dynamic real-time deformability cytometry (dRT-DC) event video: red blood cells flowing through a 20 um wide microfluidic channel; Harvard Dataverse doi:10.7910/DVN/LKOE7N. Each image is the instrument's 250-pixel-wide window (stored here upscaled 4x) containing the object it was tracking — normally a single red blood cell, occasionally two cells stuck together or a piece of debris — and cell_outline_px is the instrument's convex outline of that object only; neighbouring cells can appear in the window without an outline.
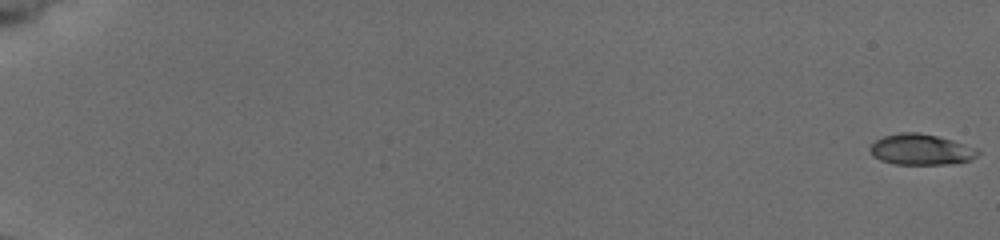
{"species": "common noctule bat (a hibernating species)", "species_latin": "Nyctalus noctula", "temperature_condition": "cold", "stored_images_in_passage": 31, "camera_frame_rate_fps": 3000, "um_per_image_px": 0.085, "animal": {"sex": "female", "body_mass_g": 19.5, "forearm_length_mm": 54.1}, "frame": {"image": 1, "passage_image": 1, "time_ms": 0.0, "image_size_px": [1000, 240], "cell_outline_px": [[980, 152], [976, 156], [968, 160], [948, 164], [896, 164], [880, 160], [872, 156], [868, 148], [876, 140], [884, 136], [900, 132], [920, 132], [952, 140], [976, 148]], "centroid_in_image_um": [78.24, 12.7], "position_along_channel_um": 6.8, "area_um2": 19.25}}
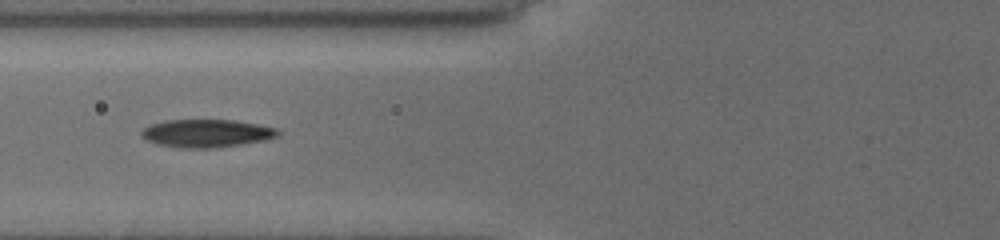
{"frame": {"image": 2, "passage_image": 22, "time_ms": 7.0, "image_size_px": [1000, 240], "cell_outline_px": [[280, 136], [264, 140], [240, 144], [212, 148], [180, 148], [156, 144], [140, 136], [140, 132], [148, 124], [168, 120], [236, 120], [276, 128], [280, 132]], "centroid_in_image_um": [17.53, 11.33], "position_along_channel_um": 108.3, "area_um2": 22.25}}
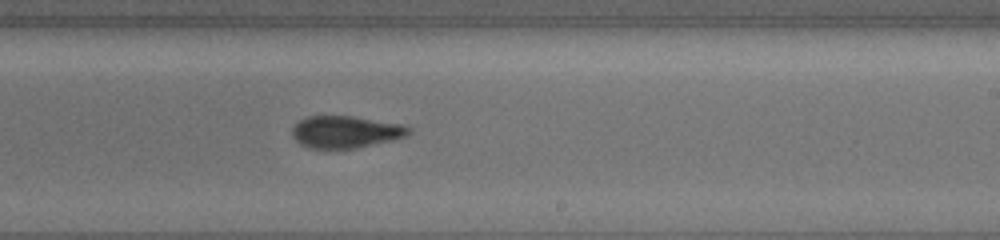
{"frame": {"image": 3, "passage_image": 31, "time_ms": 10.0, "image_size_px": [1000, 240], "cell_outline_px": [[412, 132], [408, 136], [392, 140], [356, 148], [308, 148], [300, 144], [292, 136], [292, 128], [300, 120], [308, 116], [352, 116], [404, 124], [412, 128]], "centroid_in_image_um": [29.42, 11.21], "position_along_channel_um": 259.6, "area_um2": 21.91}}